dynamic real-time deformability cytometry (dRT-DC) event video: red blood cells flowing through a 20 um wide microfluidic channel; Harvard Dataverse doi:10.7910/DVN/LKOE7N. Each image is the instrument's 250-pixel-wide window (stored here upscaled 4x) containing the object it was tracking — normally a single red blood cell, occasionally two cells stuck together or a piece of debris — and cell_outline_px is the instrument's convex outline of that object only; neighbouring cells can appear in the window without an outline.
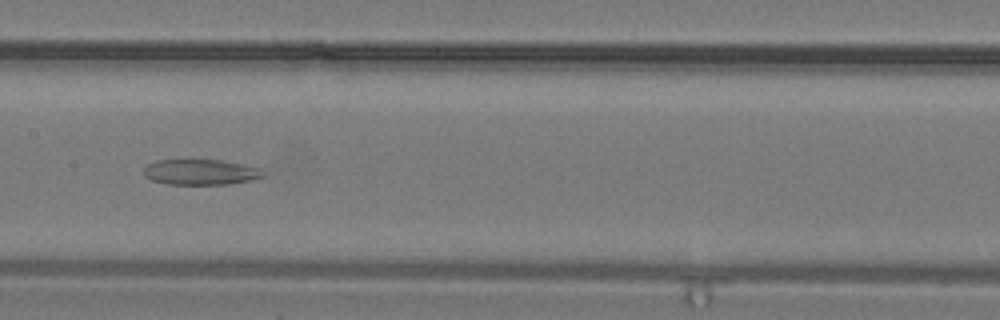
{"species": "common noctule bat (a hibernating species)", "species_latin": "Nyctalus noctula", "temperature_condition": "warm", "stored_images_in_passage": 31, "camera_frame_rate_fps": 3000, "um_per_image_px": 0.085, "animal": {"sex": "male", "body_mass_g": 19.2, "forearm_length_mm": 51.8}, "frame": {"image": 1, "passage_image": 16, "time_ms": 5.0, "image_size_px": [1000, 320], "cell_outline_px": [[264, 176], [252, 180], [228, 184], [168, 184], [152, 180], [144, 176], [144, 168], [148, 164], [156, 160], [220, 160], [244, 164], [260, 168], [264, 172]], "centroid_in_image_um": [17.06, 14.62], "position_along_channel_um": 190.3, "area_um2": 17.74}}
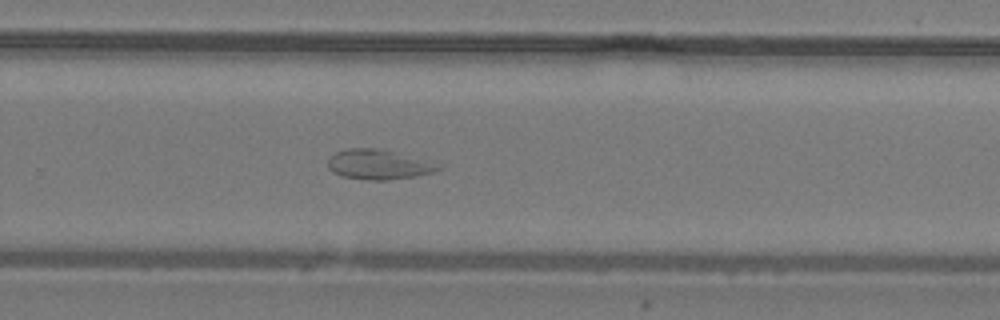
{"frame": {"image": 2, "passage_image": 21, "time_ms": 6.667, "image_size_px": [1000, 320], "cell_outline_px": [[440, 168], [432, 172], [416, 176], [388, 180], [368, 180], [344, 176], [332, 172], [328, 168], [328, 156], [336, 152], [348, 148], [384, 148]], "centroid_in_image_um": [31.99, 13.98], "position_along_channel_um": 297.8, "area_um2": 18.5}}
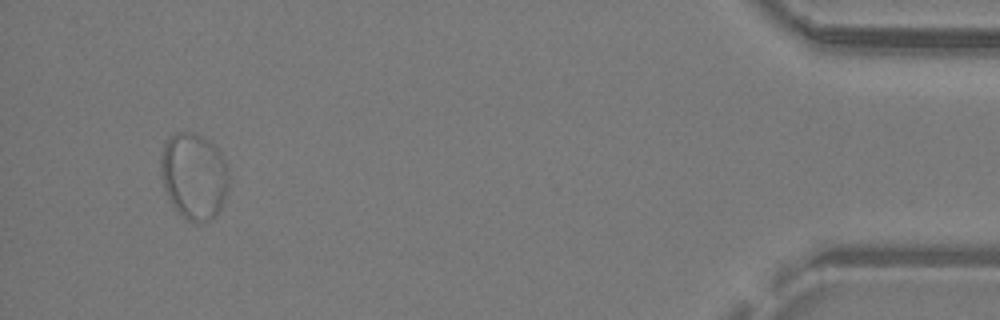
{"frame": {"image": 3, "passage_image": 30, "time_ms": 9.667, "image_size_px": [1000, 320], "cell_outline_px": [[228, 188], [220, 208], [216, 216], [212, 220], [200, 224], [188, 220], [172, 204], [164, 188], [160, 176], [160, 160], [164, 144], [176, 132], [196, 132], [204, 136], [220, 152], [228, 168]], "centroid_in_image_um": [16.49, 14.96], "position_along_channel_um": 418.7, "area_um2": 34.39}}